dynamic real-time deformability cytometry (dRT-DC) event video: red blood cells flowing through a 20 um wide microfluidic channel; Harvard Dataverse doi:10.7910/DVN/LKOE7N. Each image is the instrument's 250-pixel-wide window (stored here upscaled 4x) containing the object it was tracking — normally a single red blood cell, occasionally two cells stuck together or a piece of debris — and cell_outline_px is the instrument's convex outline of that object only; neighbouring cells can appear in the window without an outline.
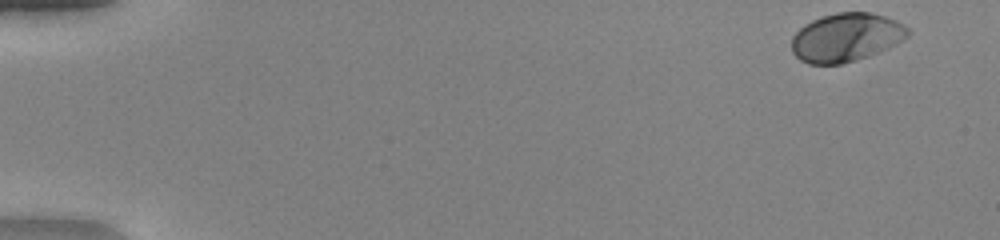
{"species": "human", "species_latin": "Homo sapiens", "temperature_condition": "warm", "stored_images_in_passage": 49, "camera_frame_rate_fps": 3000, "um_per_image_px": 0.085, "donor": {"sex": "female"}, "frame": {"image": 1, "passage_image": 1, "time_ms": 0.0, "image_size_px": [1000, 240], "cell_outline_px": [[908, 36], [888, 48], [868, 56], [856, 60], [840, 64], [808, 64], [800, 60], [792, 52], [792, 36], [804, 24], [812, 20], [836, 12], [868, 12], [884, 16], [896, 20], [904, 24], [908, 28]], "centroid_in_image_um": [71.9, 3.18], "position_along_channel_um": 13.1, "area_um2": 32.77}}
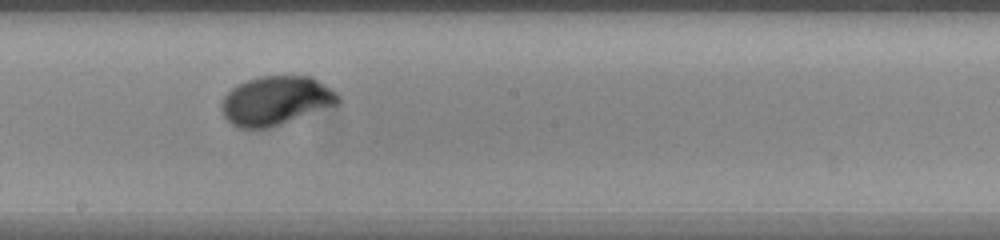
{"frame": {"image": 2, "passage_image": 28, "time_ms": 9.0, "image_size_px": [1000, 240], "cell_outline_px": [[340, 104], [268, 128], [236, 128], [224, 116], [220, 108], [220, 104], [224, 96], [236, 84], [244, 80], [260, 76], [312, 76], [336, 92], [340, 96]], "centroid_in_image_um": [23.43, 8.55], "position_along_channel_um": 224.8, "area_um2": 33.47}}
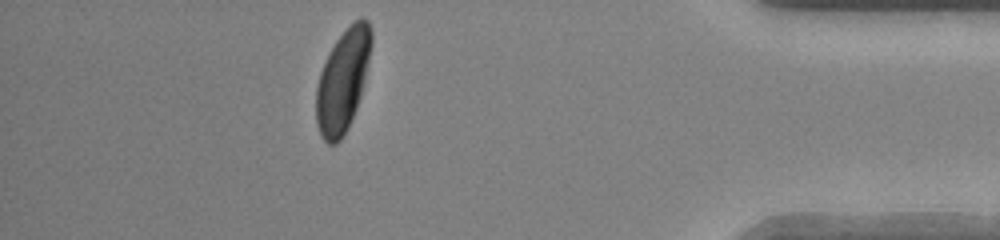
{"frame": {"image": 3, "passage_image": 44, "time_ms": 14.333, "image_size_px": [1000, 240], "cell_outline_px": [[372, 44], [360, 96], [356, 108], [340, 140], [336, 144], [328, 144], [320, 136], [316, 124], [316, 88], [320, 72], [328, 52], [336, 40], [360, 16], [368, 20], [372, 32]], "centroid_in_image_um": [29.11, 6.84], "position_along_channel_um": 406.1, "area_um2": 32.43}, "authors_computed_cell_mechanics": {"area_um2": 32.5992, "velocity_mm_per_s": 4.0992, "shape_relaxation_time_tau1_ms": 2.1479, "shape_relaxation_time_tau2_ms": null, "deformation_change_tau1": 0.1656, "deformation_change_tau2": null}}